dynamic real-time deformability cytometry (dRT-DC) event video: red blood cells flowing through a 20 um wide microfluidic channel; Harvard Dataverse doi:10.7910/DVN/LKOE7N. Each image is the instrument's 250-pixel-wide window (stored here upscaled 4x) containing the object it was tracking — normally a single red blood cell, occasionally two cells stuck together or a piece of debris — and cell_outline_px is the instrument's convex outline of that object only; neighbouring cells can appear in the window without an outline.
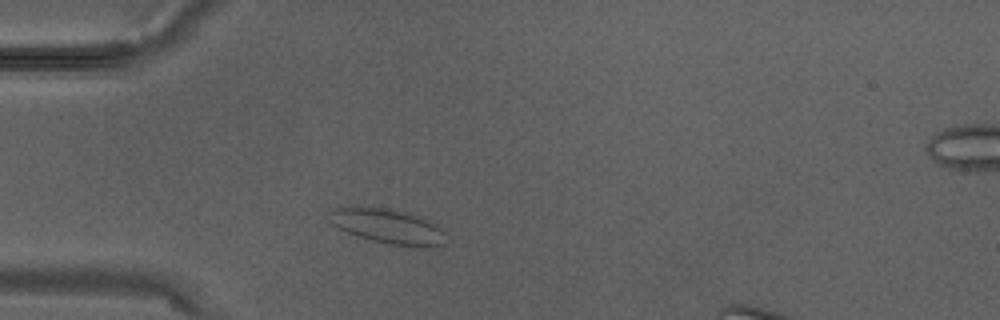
{"species": "Egyptian fruit bat (a non-hibernating species)", "species_latin": "Rousettus aegyptiacus", "temperature_condition": "warm", "stored_images_in_passage": 3, "camera_frame_rate_fps": 3000, "um_per_image_px": 0.085, "animal": {"sex": "male"}, "frame": {"image": 1, "passage_image": 2, "time_ms": 0.333, "image_size_px": [1000, 320], "cell_outline_px": [[444, 244], [388, 244], [356, 236], [332, 224], [324, 216], [328, 208], [356, 204], [384, 208], [416, 216], [436, 224], [444, 232]], "centroid_in_image_um": [32.71, 19.14], "position_along_channel_um": 52.3, "area_um2": 23.35}}